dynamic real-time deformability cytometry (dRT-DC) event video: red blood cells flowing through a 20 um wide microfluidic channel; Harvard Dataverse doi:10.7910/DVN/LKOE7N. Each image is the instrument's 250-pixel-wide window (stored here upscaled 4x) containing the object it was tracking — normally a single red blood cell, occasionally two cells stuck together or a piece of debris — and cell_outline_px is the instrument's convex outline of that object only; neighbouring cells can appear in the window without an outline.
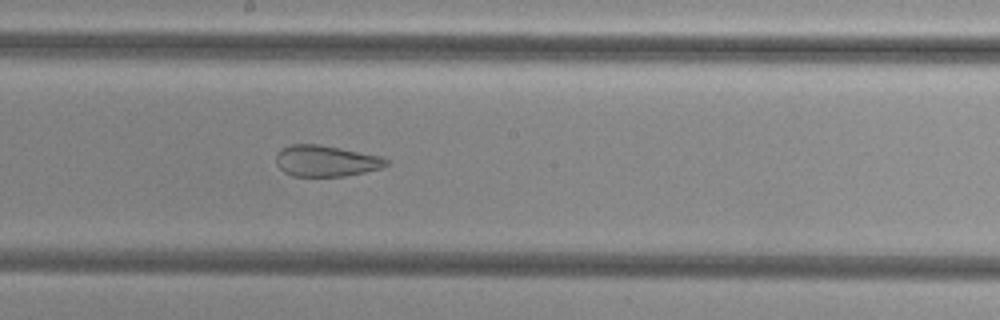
{"species": "common noctule bat (a hibernating species)", "species_latin": "Nyctalus noctula", "temperature_condition": "cold", "stored_images_in_passage": 53, "camera_frame_rate_fps": 3000, "um_per_image_px": 0.085, "animal": {"sex": "female", "body_mass_g": 29.2, "forearm_length_mm": 56.3}, "frame": {"image": 1, "passage_image": 29, "time_ms": 9.333, "image_size_px": [1000, 320], "cell_outline_px": [[388, 164], [380, 168], [364, 172], [344, 176], [292, 176], [284, 172], [276, 164], [276, 152], [280, 148], [292, 144], [320, 144], [380, 156], [388, 160]], "centroid_in_image_um": [27.65, 13.67], "position_along_channel_um": 220.5, "area_um2": 20.0}}
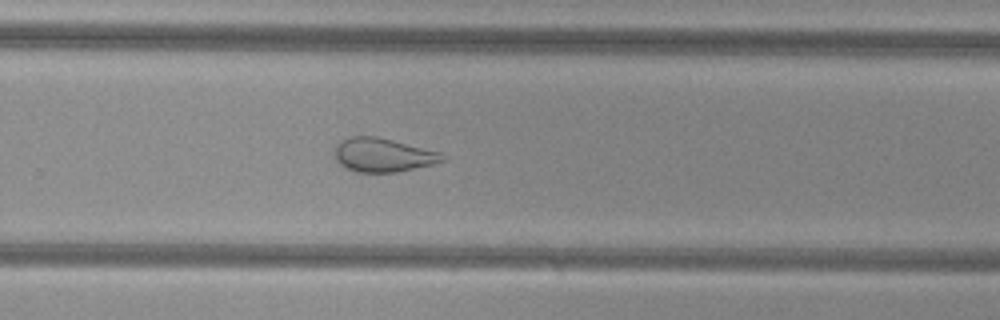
{"frame": {"image": 2, "passage_image": 35, "time_ms": 11.333, "image_size_px": [1000, 320], "cell_outline_px": [[448, 156], [444, 160], [432, 164], [396, 172], [356, 172], [340, 164], [332, 156], [332, 152], [340, 140], [352, 136], [376, 136], [440, 152]], "centroid_in_image_um": [32.51, 13.17], "position_along_channel_um": 297.3, "area_um2": 21.21}}
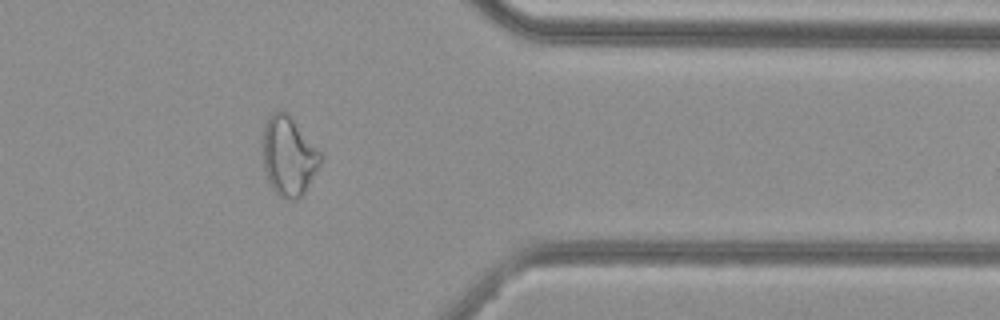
{"frame": {"image": 3, "passage_image": 43, "time_ms": 14.0, "image_size_px": [1000, 320], "cell_outline_px": [[324, 156], [320, 164], [304, 192], [296, 200], [284, 200], [268, 184], [264, 172], [264, 124], [268, 116], [272, 112], [280, 108], [288, 112], [324, 152]], "centroid_in_image_um": [24.57, 13.22], "position_along_channel_um": 386.8, "area_um2": 27.4}, "authors_computed_cell_mechanics": {"area_um2": 28.5532, "velocity_mm_per_s": 3.8484, "shape_relaxation_time_tau1_ms": null, "shape_relaxation_time_tau2_ms": 1.6027, "deformation_change_tau1": null, "deformation_change_tau2": 0.0957}}